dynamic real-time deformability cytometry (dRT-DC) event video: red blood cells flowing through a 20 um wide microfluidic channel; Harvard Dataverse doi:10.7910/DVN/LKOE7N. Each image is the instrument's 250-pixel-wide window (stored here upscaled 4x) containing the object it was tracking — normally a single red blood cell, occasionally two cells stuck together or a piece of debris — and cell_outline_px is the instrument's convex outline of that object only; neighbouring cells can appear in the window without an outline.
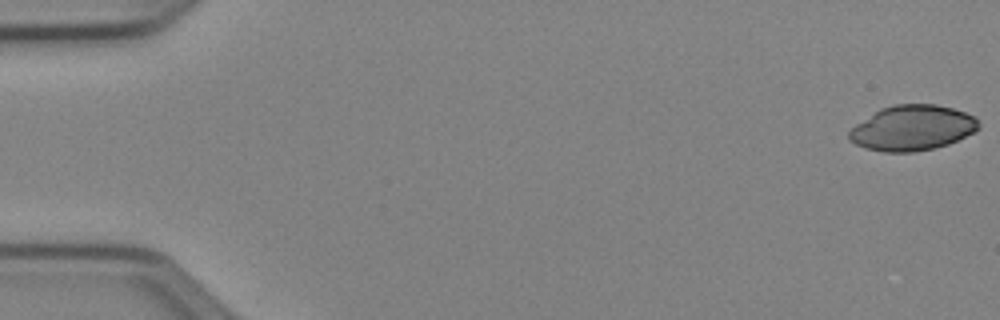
{"species": "Egyptian fruit bat (a non-hibernating species)", "species_latin": "Rousettus aegyptiacus", "temperature_condition": "cold", "stored_images_in_passage": 52, "camera_frame_rate_fps": 3000, "um_per_image_px": 0.085, "animal": {"sex": "female"}, "frame": {"image": 1, "passage_image": 1, "time_ms": 0.0, "image_size_px": [1000, 320], "cell_outline_px": [[980, 128], [948, 144], [932, 148], [912, 152], [884, 152], [864, 148], [848, 140], [848, 132], [856, 124], [880, 108], [896, 104], [936, 104], [952, 108], [964, 112], [972, 116], [980, 124]], "centroid_in_image_um": [77.5, 10.87], "position_along_channel_um": 7.5, "area_um2": 33.93}}
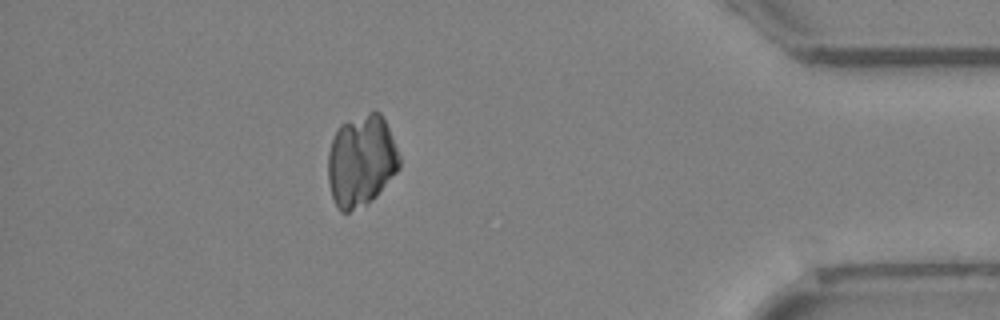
{"frame": {"image": 2, "passage_image": 46, "time_ms": 15.0, "image_size_px": [1000, 320], "cell_outline_px": [[400, 168], [376, 196], [372, 200], [348, 212], [340, 212], [332, 196], [328, 180], [328, 152], [332, 140], [340, 124], [368, 112], [380, 112], [388, 128], [400, 156]], "centroid_in_image_um": [30.7, 13.67], "position_along_channel_um": 404.5, "area_um2": 37.8}}